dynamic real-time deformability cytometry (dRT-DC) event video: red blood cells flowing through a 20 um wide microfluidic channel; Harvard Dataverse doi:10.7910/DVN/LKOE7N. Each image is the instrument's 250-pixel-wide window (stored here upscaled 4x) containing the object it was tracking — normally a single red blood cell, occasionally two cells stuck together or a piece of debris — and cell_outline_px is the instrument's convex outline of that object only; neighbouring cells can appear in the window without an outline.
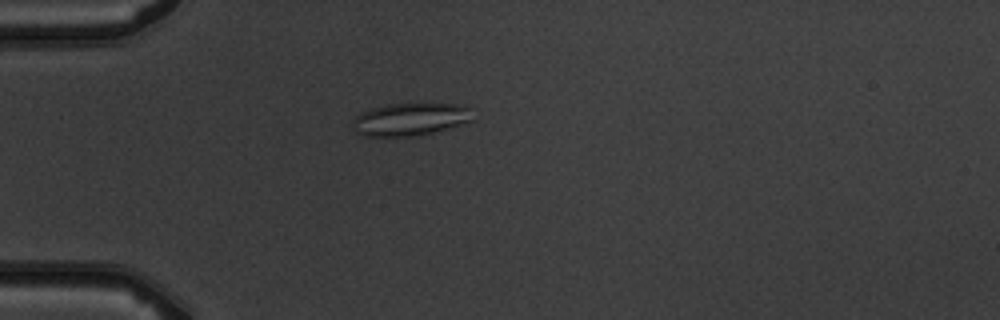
{"species": "common noctule bat (a hibernating species)", "species_latin": "Nyctalus noctula", "temperature_condition": "warm", "stored_images_in_passage": 6, "camera_frame_rate_fps": 3000, "um_per_image_px": 0.085, "animal": {"sex": "male", "body_mass_g": 19.5, "forearm_length_mm": 54.6}, "frame": {"image": 1, "passage_image": 5, "time_ms": 4.667, "image_size_px": [1000, 320], "cell_outline_px": [[476, 120], [420, 136], [360, 136], [352, 128], [352, 120], [360, 112], [372, 108], [388, 104], [456, 104], [472, 108]], "centroid_in_image_um": [34.89, 10.15], "position_along_channel_um": 50.1, "area_um2": 23.24}}